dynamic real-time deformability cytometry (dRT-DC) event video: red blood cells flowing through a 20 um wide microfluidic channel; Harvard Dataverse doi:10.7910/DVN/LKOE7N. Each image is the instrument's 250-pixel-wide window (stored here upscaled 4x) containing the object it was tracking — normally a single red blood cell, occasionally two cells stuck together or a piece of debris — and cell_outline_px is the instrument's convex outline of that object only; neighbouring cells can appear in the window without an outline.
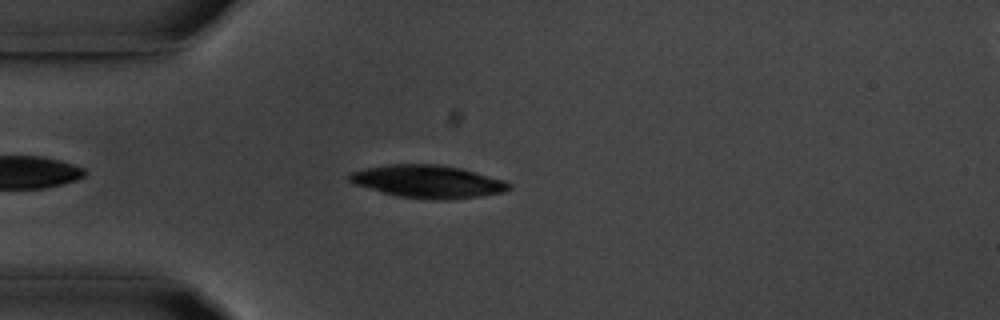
{"species": "common noctule bat (a hibernating species)", "species_latin": "Nyctalus noctula", "temperature_condition": "room temperature", "stored_images_in_passage": 46, "camera_frame_rate_fps": 3000, "um_per_image_px": 0.085, "animal": {"sex": "male", "body_mass_g": 20.1, "forearm_length_mm": 53.5}, "frame": {"image": 1, "passage_image": 7, "time_ms": 2.0, "image_size_px": [1000, 320], "cell_outline_px": [[512, 188], [504, 192], [480, 196], [444, 200], [436, 200], [400, 196], [352, 184], [348, 180], [348, 172], [364, 168], [388, 164], [440, 164], [460, 168], [504, 180], [512, 184]], "centroid_in_image_um": [36.35, 15.42], "position_along_channel_um": 48.6, "area_um2": 30.46}}
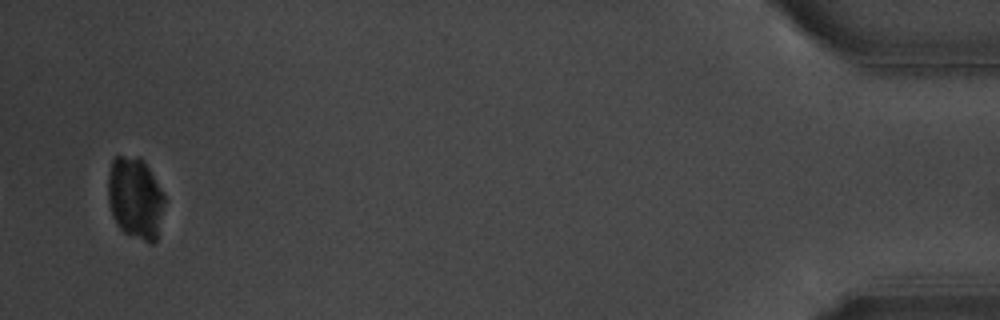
{"frame": {"image": 2, "passage_image": 45, "time_ms": 14.667, "image_size_px": [1000, 320], "cell_outline_px": [[164, 200], [156, 240], [152, 244], [148, 244], [124, 232], [116, 224], [112, 216], [108, 200], [108, 172], [112, 160], [116, 156], [140, 156], [144, 160], [164, 196]], "centroid_in_image_um": [11.46, 16.83], "position_along_channel_um": 423.7, "area_um2": 26.88}}